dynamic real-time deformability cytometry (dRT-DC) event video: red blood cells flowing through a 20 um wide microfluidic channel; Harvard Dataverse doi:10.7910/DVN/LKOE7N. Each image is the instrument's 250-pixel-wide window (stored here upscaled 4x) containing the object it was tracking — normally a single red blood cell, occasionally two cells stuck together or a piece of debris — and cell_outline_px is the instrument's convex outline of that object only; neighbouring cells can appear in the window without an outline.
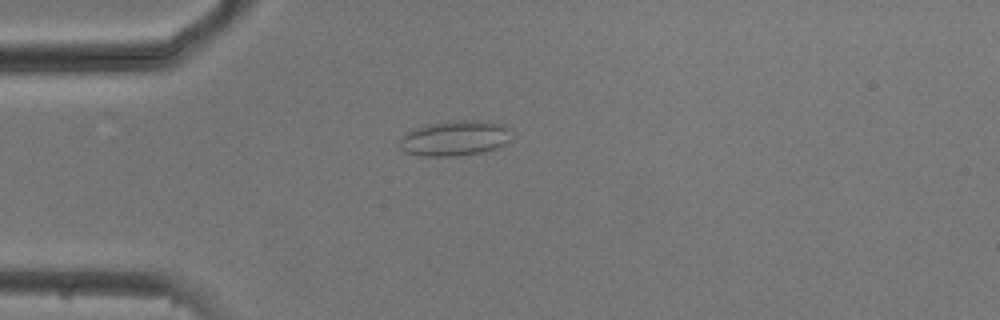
{"species": "common noctule bat (a hibernating species)", "species_latin": "Nyctalus noctula", "temperature_condition": "cold", "stored_images_in_passage": 53, "camera_frame_rate_fps": 3000, "um_per_image_px": 0.085, "animal": {"sex": "male", "body_mass_g": 20.5, "forearm_length_mm": 52.5}, "frame": {"image": 1, "passage_image": 13, "time_ms": 4.0, "image_size_px": [1000, 320], "cell_outline_px": [[508, 140], [504, 144], [496, 148], [484, 152], [456, 156], [424, 156], [404, 152], [400, 148], [400, 140], [412, 128], [428, 124], [456, 120], [488, 120], [504, 124], [508, 128]], "centroid_in_image_um": [38.65, 11.74], "position_along_channel_um": 46.3, "area_um2": 23.0}}
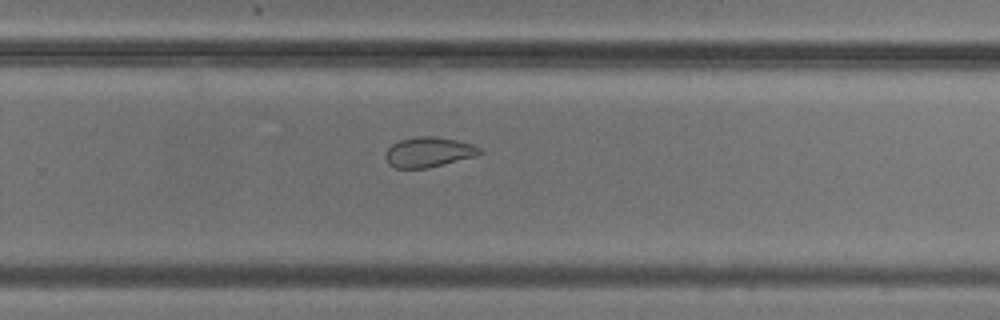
{"frame": {"image": 2, "passage_image": 34, "time_ms": 11.0, "image_size_px": [1000, 320], "cell_outline_px": [[480, 152], [476, 156], [428, 168], [396, 168], [388, 164], [384, 156], [388, 148], [392, 144], [400, 140], [416, 136], [436, 136], [456, 140], [472, 144], [480, 148]], "centroid_in_image_um": [36.4, 12.93], "position_along_channel_um": 293.4, "area_um2": 16.47}}
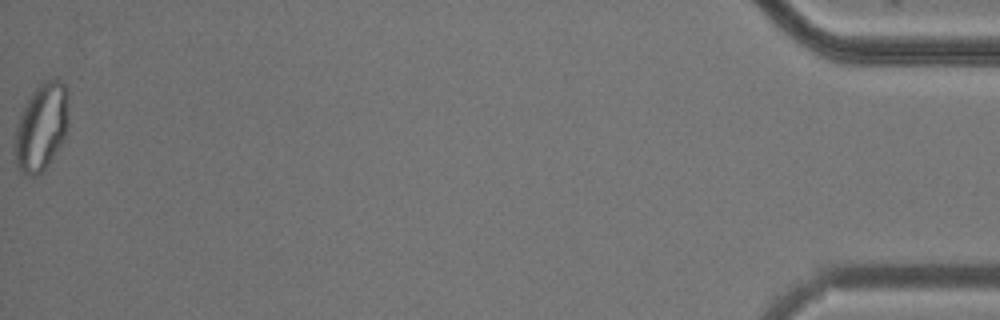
{"frame": {"image": 3, "passage_image": 53, "time_ms": 17.333, "image_size_px": [1000, 320], "cell_outline_px": [[68, 124], [64, 136], [60, 144], [44, 172], [36, 176], [28, 176], [20, 172], [16, 164], [16, 124], [24, 104], [32, 92], [44, 80], [60, 80], [68, 88]], "centroid_in_image_um": [3.53, 10.79], "position_along_channel_um": 431.7, "area_um2": 27.4}, "authors_computed_cell_mechanics": {"area_um2": 21.2704, "velocity_mm_per_s": 3.7374, "shape_relaxation_time_tau1_ms": null, "shape_relaxation_time_tau2_ms": 1.8513, "deformation_change_tau1": null, "deformation_change_tau2": 0.0604}}